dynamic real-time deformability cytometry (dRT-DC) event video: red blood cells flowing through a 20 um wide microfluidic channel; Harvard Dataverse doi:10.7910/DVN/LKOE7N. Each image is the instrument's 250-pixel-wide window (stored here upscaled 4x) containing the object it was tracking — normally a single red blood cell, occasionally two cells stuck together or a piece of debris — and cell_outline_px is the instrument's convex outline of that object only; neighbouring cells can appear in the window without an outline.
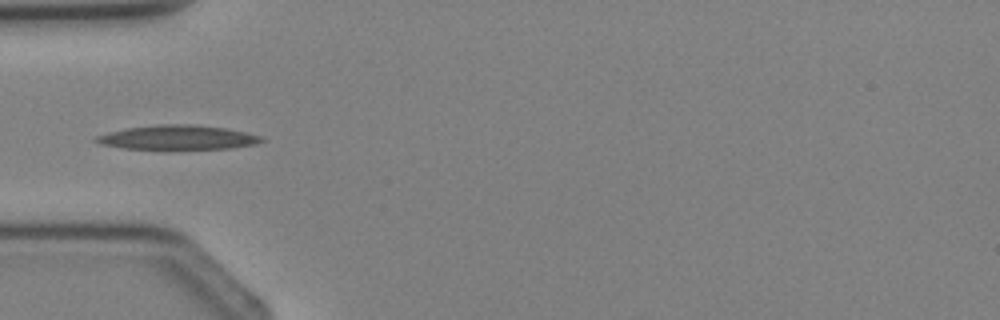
{"species": "Egyptian fruit bat (a non-hibernating species)", "species_latin": "Rousettus aegyptiacus", "temperature_condition": "cold", "stored_images_in_passage": 4, "camera_frame_rate_fps": 3000, "um_per_image_px": 0.085, "animal": {"sex": "female"}, "frame": {"image": 1, "passage_image": 4, "time_ms": 3.667, "image_size_px": [1000, 320], "cell_outline_px": [[264, 140], [256, 144], [232, 148], [168, 152], [124, 148], [100, 144], [92, 140], [96, 136], [108, 132], [128, 128], [156, 124], [196, 124], [228, 128], [264, 136]], "centroid_in_image_um": [15.13, 11.72], "position_along_channel_um": 69.9, "area_um2": 24.91}}